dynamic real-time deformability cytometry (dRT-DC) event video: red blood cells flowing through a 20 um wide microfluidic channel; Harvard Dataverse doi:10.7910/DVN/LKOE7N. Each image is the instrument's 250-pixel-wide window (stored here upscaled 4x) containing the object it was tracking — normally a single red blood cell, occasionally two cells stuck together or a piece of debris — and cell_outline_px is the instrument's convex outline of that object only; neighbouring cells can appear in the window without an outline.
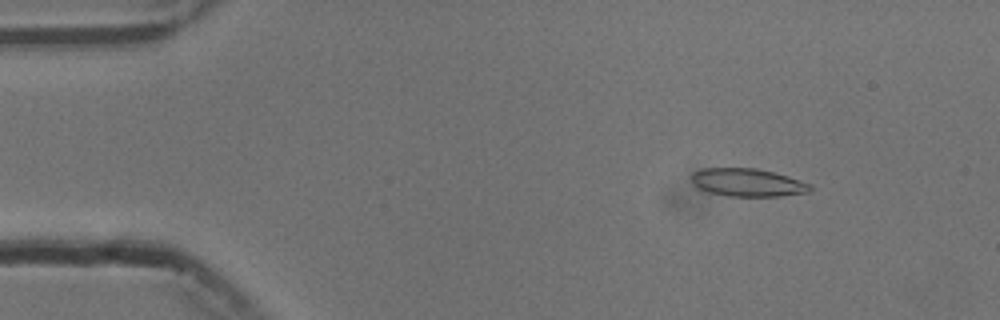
{"species": "common noctule bat (a hibernating species)", "species_latin": "Nyctalus noctula", "temperature_condition": "cold", "stored_images_in_passage": 54, "camera_frame_rate_fps": 3000, "um_per_image_px": 0.085, "animal": {"sex": "male", "body_mass_g": 13.3}, "frame": {"image": 1, "passage_image": 7, "time_ms": 2.0, "image_size_px": [1000, 320], "cell_outline_px": [[812, 192], [780, 196], [728, 196], [708, 192], [700, 188], [692, 180], [692, 172], [704, 168], [756, 168], [788, 176], [812, 184]], "centroid_in_image_um": [63.6, 15.51], "position_along_channel_um": 21.4, "area_um2": 19.31}}
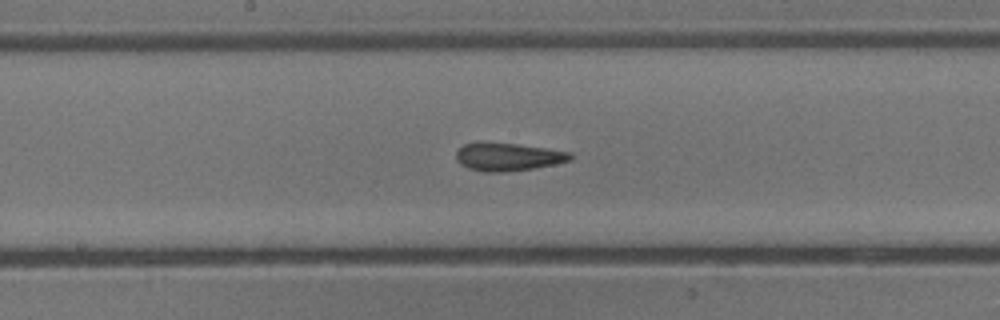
{"frame": {"image": 2, "passage_image": 28, "time_ms": 9.0, "image_size_px": [1000, 320], "cell_outline_px": [[572, 160], [532, 168], [500, 172], [484, 172], [468, 168], [460, 164], [456, 160], [456, 152], [464, 144], [480, 140], [516, 144], [572, 152]], "centroid_in_image_um": [43.11, 13.3], "position_along_channel_um": 205.1, "area_um2": 18.73}}
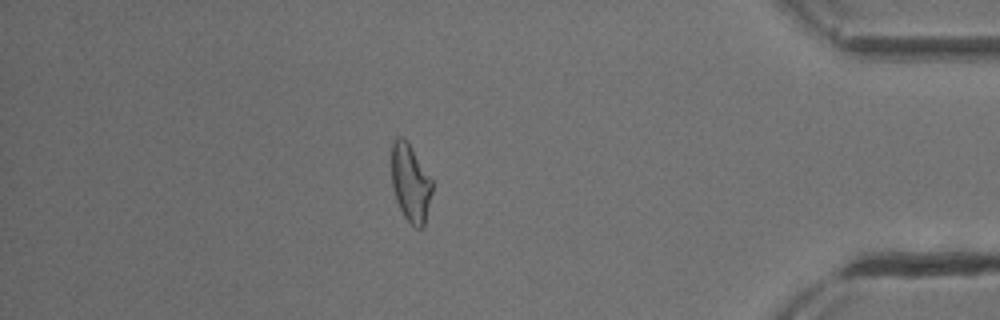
{"frame": {"image": 3, "passage_image": 47, "time_ms": 15.333, "image_size_px": [1000, 320], "cell_outline_px": [[432, 192], [424, 224], [420, 228], [416, 228], [404, 216], [396, 200], [392, 184], [392, 140], [396, 136], [400, 136], [408, 144], [432, 180]], "centroid_in_image_um": [34.87, 15.56], "position_along_channel_um": 400.3, "area_um2": 17.86}, "authors_computed_cell_mechanics": {"area_um2": 19.074, "velocity_mm_per_s": 3.7546, "shape_relaxation_time_tau1_ms": 8.1838, "shape_relaxation_time_tau2_ms": 1.8423, "deformation_change_tau1": 0.184, "deformation_change_tau2": 0.0983}}